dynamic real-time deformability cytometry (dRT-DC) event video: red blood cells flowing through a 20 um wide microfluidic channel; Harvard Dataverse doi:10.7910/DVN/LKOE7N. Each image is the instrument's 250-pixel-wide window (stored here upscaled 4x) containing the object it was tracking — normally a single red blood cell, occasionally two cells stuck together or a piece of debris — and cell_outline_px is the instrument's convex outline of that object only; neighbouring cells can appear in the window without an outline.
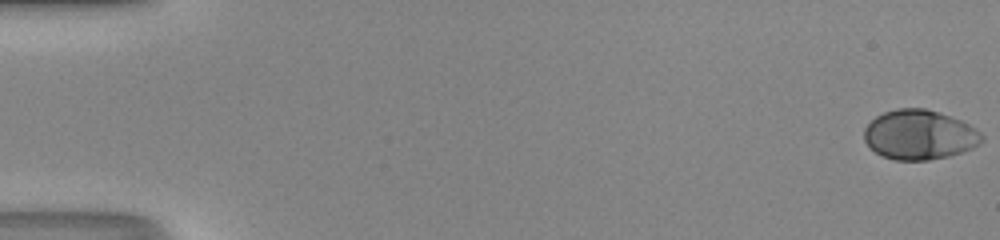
{"species": "human", "species_latin": "Homo sapiens", "temperature_condition": "room temperature", "stored_images_in_passage": 51, "camera_frame_rate_fps": 3000, "um_per_image_px": 0.085, "donor": {"sex": "male"}, "frame": {"image": 1, "passage_image": 1, "time_ms": 0.0, "image_size_px": [1000, 240], "cell_outline_px": [[984, 140], [980, 144], [972, 148], [948, 156], [928, 160], [896, 160], [880, 156], [864, 140], [864, 128], [876, 116], [884, 112], [896, 108], [924, 108], [940, 112], [960, 120], [976, 128], [984, 136]], "centroid_in_image_um": [78.16, 11.45], "position_along_channel_um": 6.8, "area_um2": 34.1}}
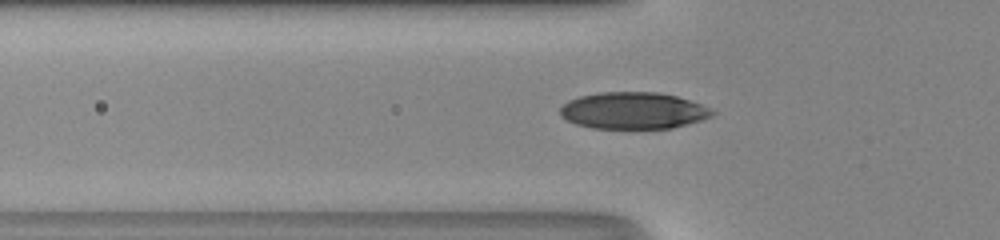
{"frame": {"image": 2, "passage_image": 19, "time_ms": 6.0, "image_size_px": [1000, 240], "cell_outline_px": [[716, 112], [712, 116], [700, 120], [672, 128], [592, 128], [576, 124], [560, 116], [560, 108], [568, 100], [580, 96], [600, 92], [656, 92], [676, 96], [712, 108]], "centroid_in_image_um": [53.82, 9.4], "position_along_channel_um": 72.0, "area_um2": 32.43}}
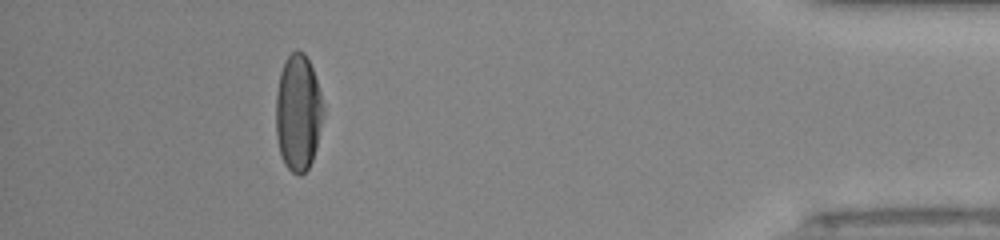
{"frame": {"image": 3, "passage_image": 47, "time_ms": 15.333, "image_size_px": [1000, 240], "cell_outline_px": [[324, 112], [316, 148], [312, 160], [308, 168], [300, 176], [292, 172], [284, 164], [280, 152], [276, 136], [276, 92], [280, 72], [288, 56], [296, 48], [304, 52], [312, 68], [320, 92], [324, 108]], "centroid_in_image_um": [25.33, 9.58], "position_along_channel_um": 409.9, "area_um2": 32.19}, "authors_computed_cell_mechanics": {"area_um2": 33.0616, "velocity_mm_per_s": 4.188, "shape_relaxation_time_tau1_ms": 3.3618, "shape_relaxation_time_tau2_ms": null, "deformation_change_tau1": 0.2047, "deformation_change_tau2": null}}